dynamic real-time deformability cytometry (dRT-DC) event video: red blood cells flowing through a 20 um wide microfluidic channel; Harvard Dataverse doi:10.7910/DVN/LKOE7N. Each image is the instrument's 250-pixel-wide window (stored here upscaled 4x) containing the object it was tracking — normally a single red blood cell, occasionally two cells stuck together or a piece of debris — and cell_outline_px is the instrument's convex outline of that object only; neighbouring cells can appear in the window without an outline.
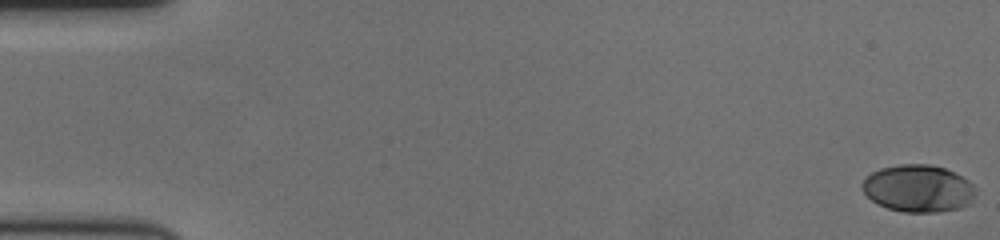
{"species": "human", "species_latin": "Homo sapiens", "temperature_condition": "cold", "stored_images_in_passage": 61, "camera_frame_rate_fps": 3000, "um_per_image_px": 0.085, "donor": {"sex": "female"}, "frame": {"image": 1, "passage_image": 1, "time_ms": 0.0, "image_size_px": [1000, 240], "cell_outline_px": [[972, 196], [968, 204], [960, 208], [936, 212], [904, 212], [888, 208], [876, 204], [864, 192], [860, 184], [872, 172], [880, 168], [900, 164], [928, 164], [944, 168], [968, 180], [972, 184]], "centroid_in_image_um": [77.99, 16.02], "position_along_channel_um": 7.0, "area_um2": 30.81}}
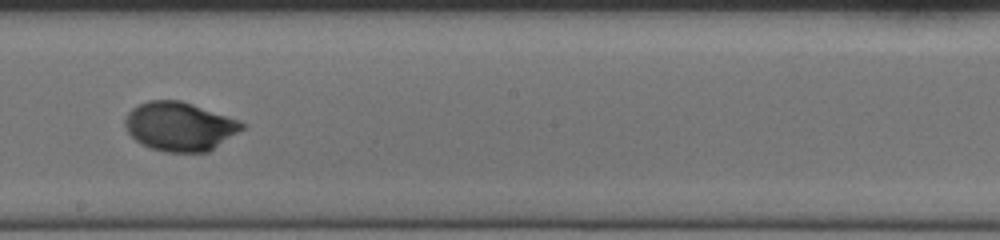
{"frame": {"image": 2, "passage_image": 35, "time_ms": 11.333, "image_size_px": [1000, 240], "cell_outline_px": [[248, 124], [244, 128], [208, 152], [164, 152], [140, 144], [128, 132], [124, 124], [124, 120], [128, 112], [132, 108], [148, 100], [180, 100], [240, 120]], "centroid_in_image_um": [15.27, 10.74], "position_along_channel_um": 232.9, "area_um2": 33.29}}
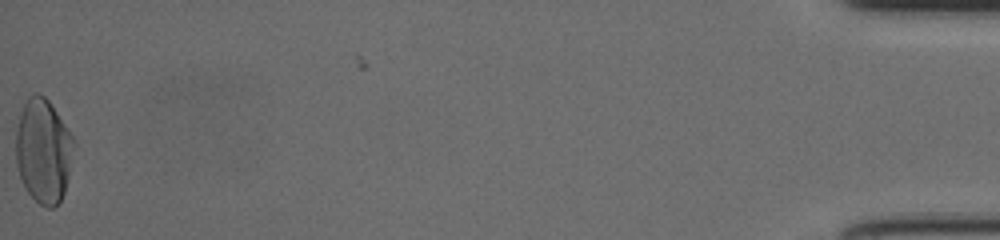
{"frame": {"image": 3, "passage_image": 61, "time_ms": 20.0, "image_size_px": [1000, 240], "cell_outline_px": [[76, 144], [64, 192], [60, 200], [52, 208], [48, 208], [40, 204], [28, 192], [20, 176], [16, 164], [16, 132], [20, 112], [28, 96], [36, 92], [44, 96], [48, 100], [72, 136]], "centroid_in_image_um": [3.68, 12.81], "position_along_channel_um": 431.5, "area_um2": 34.91}, "authors_computed_cell_mechanics": {"area_um2": 32.1368, "velocity_mm_per_s": 3.4608, "shape_relaxation_time_tau1_ms": 3.0271, "shape_relaxation_time_tau2_ms": null, "deformation_change_tau1": 0.1686, "deformation_change_tau2": null}}